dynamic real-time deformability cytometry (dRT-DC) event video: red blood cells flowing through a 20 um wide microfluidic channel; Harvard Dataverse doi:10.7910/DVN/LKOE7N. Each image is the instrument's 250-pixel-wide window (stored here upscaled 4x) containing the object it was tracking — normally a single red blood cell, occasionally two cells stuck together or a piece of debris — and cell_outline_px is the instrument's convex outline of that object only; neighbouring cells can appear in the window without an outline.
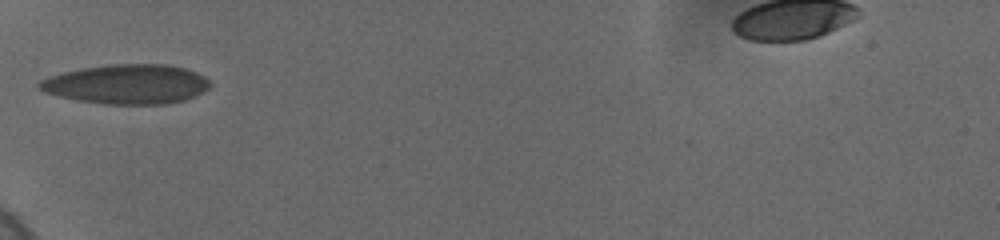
{"species": "human", "species_latin": "Homo sapiens", "temperature_condition": "cold", "stored_images_in_passage": 36, "camera_frame_rate_fps": 3000, "um_per_image_px": 0.085, "donor": {"sex": "female"}, "frame": {"image": 1, "passage_image": 1, "time_ms": 0.0, "image_size_px": [1000, 240], "cell_outline_px": [[212, 84], [204, 92], [196, 96], [184, 100], [168, 104], [104, 104], [76, 100], [44, 92], [36, 84], [40, 80], [64, 72], [84, 68], [112, 64], [168, 64], [184, 68], [196, 72], [204, 76]], "centroid_in_image_um": [10.83, 7.16], "position_along_channel_um": 74.2, "area_um2": 39.3}}
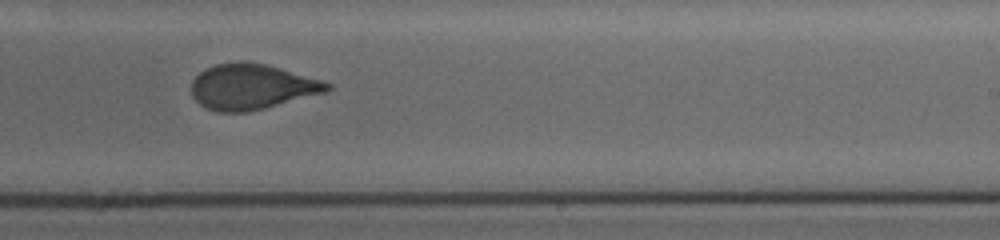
{"frame": {"image": 2, "passage_image": 17, "time_ms": 5.333, "image_size_px": [1000, 240], "cell_outline_px": [[332, 88], [328, 92], [248, 112], [220, 112], [208, 108], [200, 104], [192, 96], [192, 80], [204, 68], [216, 64], [240, 60], [264, 64], [280, 68], [320, 80], [332, 84]], "centroid_in_image_um": [21.39, 7.37], "position_along_channel_um": 267.6, "area_um2": 35.89}}
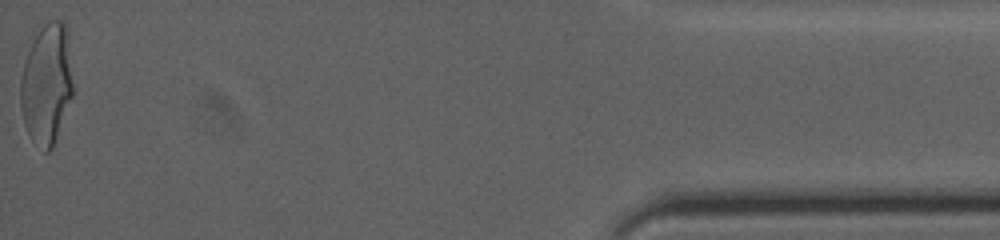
{"frame": {"image": 3, "passage_image": 36, "time_ms": 11.667, "image_size_px": [1000, 240], "cell_outline_px": [[72, 96], [52, 148], [48, 152], [44, 152], [32, 140], [24, 124], [20, 104], [20, 80], [24, 60], [40, 28], [48, 20], [60, 20], [64, 24], [68, 32], [72, 84]], "centroid_in_image_um": [3.95, 7.14], "position_along_channel_um": 431.2, "area_um2": 36.59}, "authors_computed_cell_mechanics": {"area_um2": 36.2406, "velocity_mm_per_s": 3.6882, "shape_relaxation_time_tau1_ms": 9.5427, "shape_relaxation_time_tau2_ms": 0.9821, "deformation_change_tau1": 0.2393, "deformation_change_tau2": 0.0678}}